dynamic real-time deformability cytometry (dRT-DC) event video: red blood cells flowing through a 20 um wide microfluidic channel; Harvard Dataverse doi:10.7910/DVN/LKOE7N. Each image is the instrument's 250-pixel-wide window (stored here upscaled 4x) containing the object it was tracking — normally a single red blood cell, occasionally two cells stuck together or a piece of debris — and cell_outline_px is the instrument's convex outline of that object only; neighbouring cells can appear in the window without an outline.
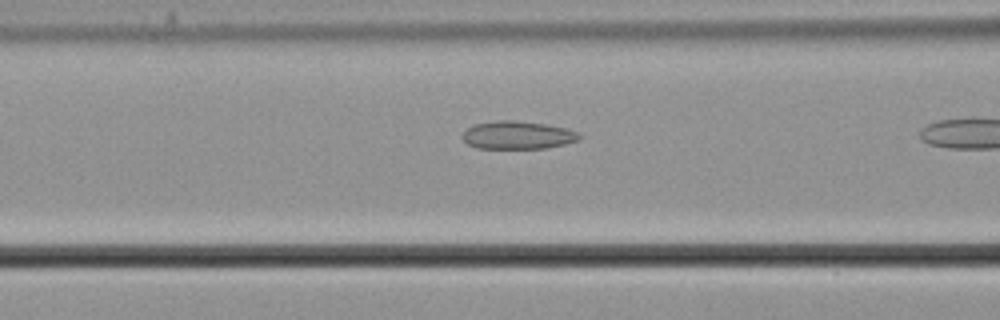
{"species": "common noctule bat (a hibernating species)", "species_latin": "Nyctalus noctula", "temperature_condition": "cold", "stored_images_in_passage": 10, "camera_frame_rate_fps": 3000, "um_per_image_px": 0.085, "animal": {"sex": "male", "body_mass_g": 21.5, "forearm_length_mm": 52.0}, "frame": {"image": 1, "passage_image": 9, "time_ms": 2.667, "image_size_px": [1000, 320], "cell_outline_px": [[584, 136], [580, 140], [564, 144], [544, 148], [476, 148], [468, 144], [460, 136], [472, 124], [496, 120], [512, 120], [544, 124], [568, 128], [580, 132]], "centroid_in_image_um": [44.03, 11.48], "position_along_channel_um": 122.6, "area_um2": 19.25}}